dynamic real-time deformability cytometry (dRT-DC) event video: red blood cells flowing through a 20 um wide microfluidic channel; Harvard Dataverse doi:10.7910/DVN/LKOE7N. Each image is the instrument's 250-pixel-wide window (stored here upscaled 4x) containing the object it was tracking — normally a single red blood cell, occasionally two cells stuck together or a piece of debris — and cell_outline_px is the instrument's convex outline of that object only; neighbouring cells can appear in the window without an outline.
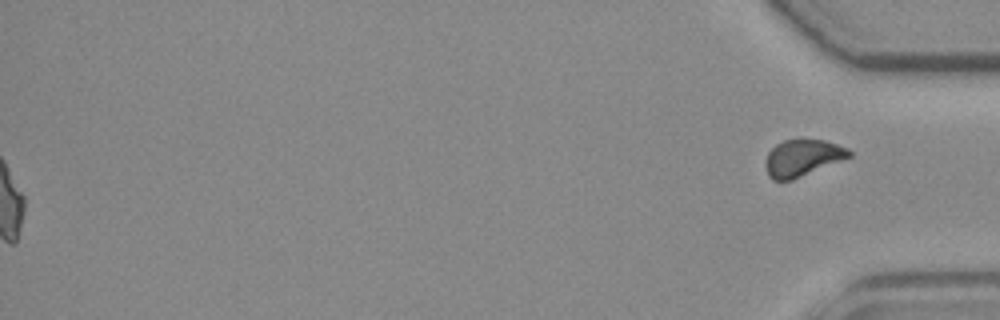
{"species": "common noctule bat (a hibernating species)", "species_latin": "Nyctalus noctula", "temperature_condition": "room temperature", "stored_images_in_passage": 54, "segment_of_instrument_passage": [2, 2], "camera_frame_rate_fps": 3000, "um_per_image_px": 0.085, "animal": {"sex": "female", "body_mass_g": 19.3, "forearm_length_mm": 54.1}, "frame": {"image": 1, "passage_image": 54, "time_ms": 17.667, "image_size_px": [1000, 320], "cell_outline_px": [[852, 156], [792, 180], [772, 180], [768, 176], [764, 164], [768, 152], [776, 144], [784, 140], [800, 136], [824, 140], [848, 148], [852, 152]], "centroid_in_image_um": [68.19, 13.37], "position_along_channel_um": 367.0, "area_um2": 18.38}}